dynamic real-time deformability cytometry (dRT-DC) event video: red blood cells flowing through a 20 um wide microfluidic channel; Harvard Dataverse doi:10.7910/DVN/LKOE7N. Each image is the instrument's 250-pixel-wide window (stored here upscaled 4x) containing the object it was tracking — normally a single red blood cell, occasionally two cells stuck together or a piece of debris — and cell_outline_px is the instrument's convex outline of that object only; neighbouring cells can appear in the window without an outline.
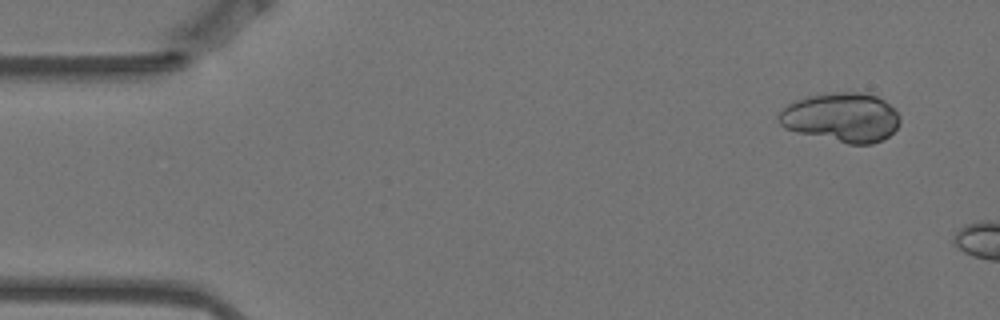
{"species": "Egyptian fruit bat (a non-hibernating species)", "species_latin": "Rousettus aegyptiacus", "temperature_condition": "warm", "stored_images_in_passage": 3, "camera_frame_rate_fps": 3000, "um_per_image_px": 0.085, "animal": {"sex": "female"}, "frame": {"image": 1, "passage_image": 1, "time_ms": 0.0, "image_size_px": [1000, 320], "cell_outline_px": [[900, 124], [888, 136], [872, 144], [848, 144], [796, 132], [784, 128], [776, 120], [776, 116], [788, 104], [796, 100], [808, 96], [832, 92], [860, 92], [876, 96], [884, 100], [900, 116]], "centroid_in_image_um": [71.5, 9.98], "position_along_channel_um": 13.5, "area_um2": 34.85}}